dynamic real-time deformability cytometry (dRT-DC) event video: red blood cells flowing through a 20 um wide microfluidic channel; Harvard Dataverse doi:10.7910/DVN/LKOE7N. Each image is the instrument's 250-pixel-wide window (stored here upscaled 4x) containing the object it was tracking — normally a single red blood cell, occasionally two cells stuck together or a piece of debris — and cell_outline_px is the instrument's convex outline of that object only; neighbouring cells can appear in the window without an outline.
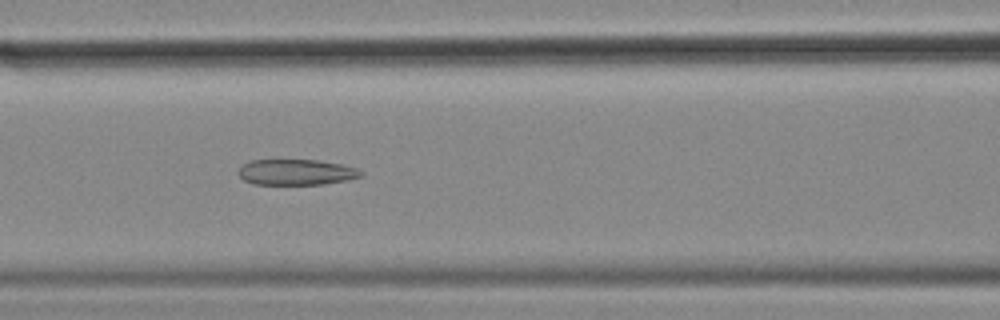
{"species": "common noctule bat (a hibernating species)", "species_latin": "Nyctalus noctula", "temperature_condition": "cold", "stored_images_in_passage": 41, "camera_frame_rate_fps": 3000, "um_per_image_px": 0.085, "animal": {"sex": "female", "body_mass_g": 18.4}, "frame": {"image": 1, "passage_image": 9, "time_ms": 2.667, "image_size_px": [1000, 320], "cell_outline_px": [[364, 176], [348, 180], [324, 184], [252, 184], [244, 180], [240, 176], [240, 168], [244, 164], [252, 160], [320, 160], [340, 164], [356, 168], [364, 172]], "centroid_in_image_um": [25.24, 14.64], "position_along_channel_um": 141.4, "area_um2": 18.32}}
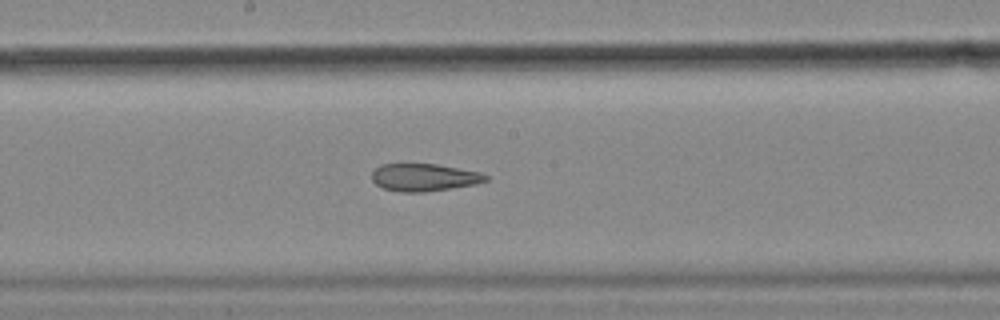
{"frame": {"image": 2, "passage_image": 15, "time_ms": 4.667, "image_size_px": [1000, 320], "cell_outline_px": [[488, 180], [476, 184], [424, 192], [400, 192], [384, 188], [376, 184], [372, 180], [372, 172], [380, 164], [436, 164], [480, 172], [488, 176]], "centroid_in_image_um": [36.04, 15.07], "position_along_channel_um": 212.2, "area_um2": 18.15}}
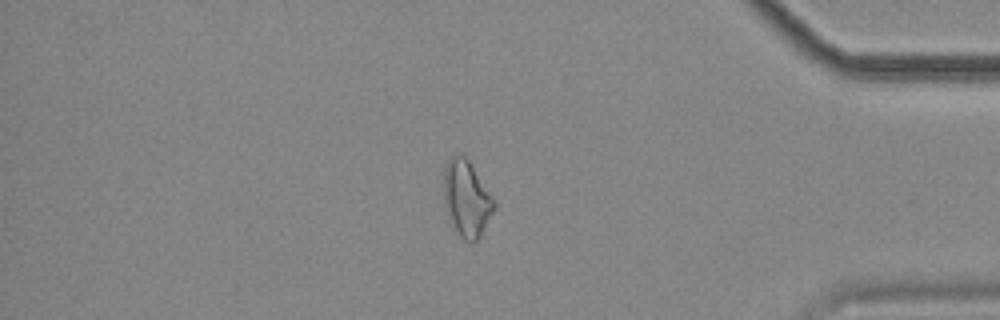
{"frame": {"image": 3, "passage_image": 33, "time_ms": 10.667, "image_size_px": [1000, 320], "cell_outline_px": [[496, 208], [480, 236], [472, 244], [464, 240], [456, 232], [444, 204], [444, 164], [452, 156], [460, 152], [468, 160], [492, 196], [496, 204]], "centroid_in_image_um": [39.66, 16.88], "position_along_channel_um": 395.5, "area_um2": 22.25}, "authors_computed_cell_mechanics": {"area_um2": 19.5942, "velocity_mm_per_s": 3.5484, "shape_relaxation_time_tau1_ms": null, "shape_relaxation_time_tau2_ms": 2.641, "deformation_change_tau1": null, "deformation_change_tau2": 0.1051}}